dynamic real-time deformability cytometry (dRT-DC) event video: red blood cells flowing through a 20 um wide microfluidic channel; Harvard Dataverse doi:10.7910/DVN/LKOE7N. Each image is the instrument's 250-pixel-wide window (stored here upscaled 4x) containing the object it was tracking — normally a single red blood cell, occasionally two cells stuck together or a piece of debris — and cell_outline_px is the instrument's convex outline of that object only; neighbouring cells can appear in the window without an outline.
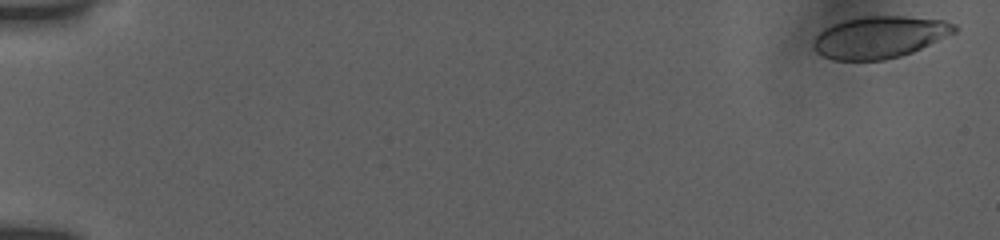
{"species": "human", "species_latin": "Homo sapiens", "temperature_condition": "room temperature", "stored_images_in_passage": 17, "camera_frame_rate_fps": 3000, "um_per_image_px": 0.085, "donor": {"sex": "female"}, "frame": {"image": 1, "passage_image": 1, "time_ms": 0.0, "image_size_px": [1000, 240], "cell_outline_px": [[956, 32], [912, 52], [900, 56], [884, 60], [832, 60], [816, 52], [812, 48], [812, 44], [816, 36], [824, 28], [832, 24], [844, 20], [860, 16], [908, 16], [944, 20], [956, 24]], "centroid_in_image_um": [74.74, 3.15], "position_along_channel_um": 10.3, "area_um2": 34.56}}
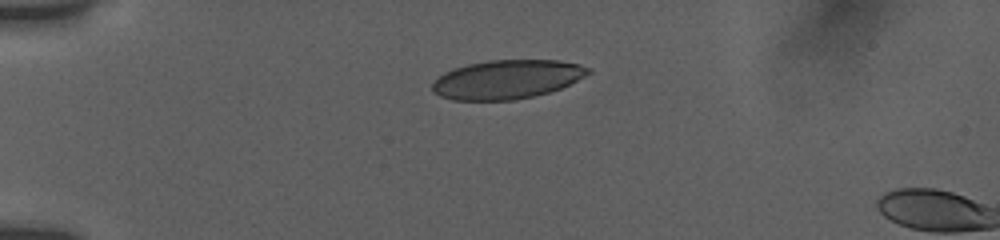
{"frame": {"image": 2, "passage_image": 14, "time_ms": 4.333, "image_size_px": [1000, 240], "cell_outline_px": [[592, 72], [560, 88], [548, 92], [516, 100], [452, 100], [440, 96], [432, 92], [432, 84], [444, 72], [452, 68], [468, 64], [488, 60], [560, 60], [580, 64], [592, 68]], "centroid_in_image_um": [43.08, 6.74], "position_along_channel_um": 41.9, "area_um2": 35.37}}